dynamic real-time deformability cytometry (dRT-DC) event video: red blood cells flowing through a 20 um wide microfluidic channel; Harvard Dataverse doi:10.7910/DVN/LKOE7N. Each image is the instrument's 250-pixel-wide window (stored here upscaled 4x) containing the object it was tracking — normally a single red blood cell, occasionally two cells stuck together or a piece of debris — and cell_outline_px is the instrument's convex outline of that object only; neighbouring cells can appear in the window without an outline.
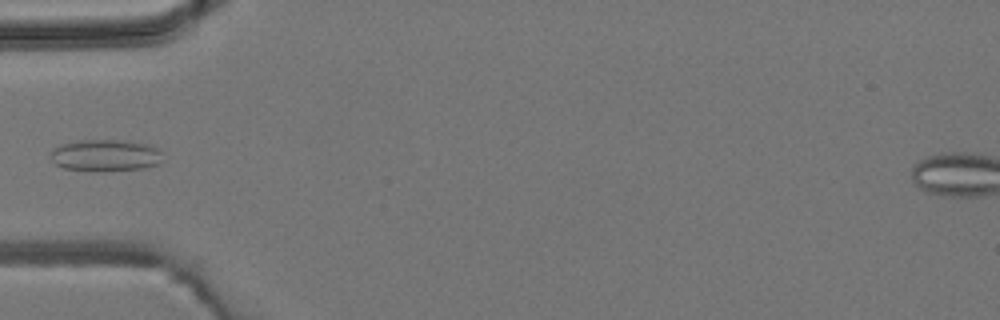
{"species": "common noctule bat (a hibernating species)", "species_latin": "Nyctalus noctula", "temperature_condition": "room temperature", "stored_images_in_passage": 4, "camera_frame_rate_fps": 3000, "um_per_image_px": 0.085, "animal": {"sex": "male", "body_mass_g": 19.2, "forearm_length_mm": 51.8}, "frame": {"image": 1, "passage_image": 4, "time_ms": 5.0, "image_size_px": [1000, 320], "cell_outline_px": [[160, 164], [144, 168], [64, 168], [56, 164], [48, 156], [52, 148], [60, 144], [76, 140], [120, 140], [148, 144], [156, 148], [160, 152]], "centroid_in_image_um": [8.91, 13.14], "position_along_channel_um": 76.1, "area_um2": 19.88}}